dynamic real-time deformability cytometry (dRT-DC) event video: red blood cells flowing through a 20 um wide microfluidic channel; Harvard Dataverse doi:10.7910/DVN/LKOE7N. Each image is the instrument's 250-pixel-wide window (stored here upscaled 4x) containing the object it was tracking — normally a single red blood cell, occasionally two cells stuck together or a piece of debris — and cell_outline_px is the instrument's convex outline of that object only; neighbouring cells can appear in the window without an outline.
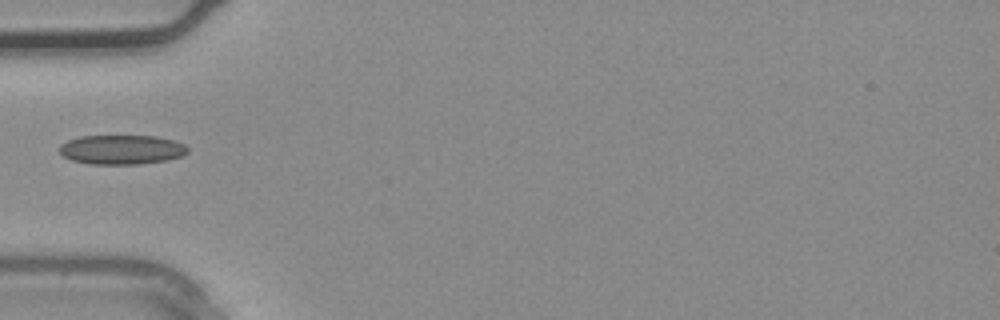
{"species": "common noctule bat (a hibernating species)", "species_latin": "Nyctalus noctula", "temperature_condition": "warm", "stored_images_in_passage": 26, "camera_frame_rate_fps": 3000, "um_per_image_px": 0.085, "animal": {"sex": "male", "body_mass_g": 20.4}, "frame": {"image": 1, "passage_image": 1, "time_ms": 0.0, "image_size_px": [1000, 320], "cell_outline_px": [[188, 152], [180, 156], [168, 160], [140, 164], [88, 164], [72, 160], [64, 156], [60, 152], [60, 144], [68, 140], [80, 136], [156, 136], [172, 140], [184, 144], [188, 148]], "centroid_in_image_um": [10.33, 12.72], "position_along_channel_um": 74.7, "area_um2": 21.96}}